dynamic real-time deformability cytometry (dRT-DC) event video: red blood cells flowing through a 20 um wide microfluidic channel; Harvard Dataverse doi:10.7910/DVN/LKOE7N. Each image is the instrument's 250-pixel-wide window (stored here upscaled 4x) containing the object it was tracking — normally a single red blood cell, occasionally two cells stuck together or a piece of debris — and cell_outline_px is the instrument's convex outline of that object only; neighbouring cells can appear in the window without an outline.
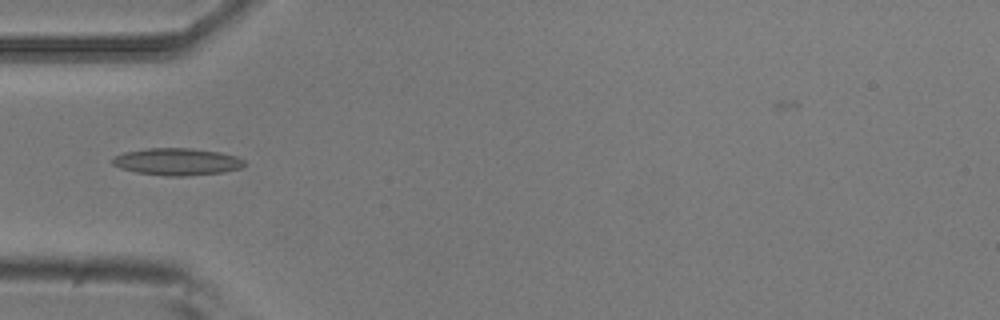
{"species": "common noctule bat (a hibernating species)", "species_latin": "Nyctalus noctula", "temperature_condition": "room temperature", "stored_images_in_passage": 5, "camera_frame_rate_fps": 3000, "um_per_image_px": 0.085, "animal": {"sex": "male", "body_mass_g": 20.5, "forearm_length_mm": 52.5}, "frame": {"image": 1, "passage_image": 5, "time_ms": 1.333, "image_size_px": [1000, 320], "cell_outline_px": [[244, 164], [240, 168], [224, 172], [188, 176], [168, 176], [136, 172], [120, 168], [112, 164], [112, 160], [116, 156], [124, 152], [148, 148], [192, 148], [220, 152], [236, 156], [244, 160]], "centroid_in_image_um": [15.06, 13.74], "position_along_channel_um": 69.9, "area_um2": 20.81}}